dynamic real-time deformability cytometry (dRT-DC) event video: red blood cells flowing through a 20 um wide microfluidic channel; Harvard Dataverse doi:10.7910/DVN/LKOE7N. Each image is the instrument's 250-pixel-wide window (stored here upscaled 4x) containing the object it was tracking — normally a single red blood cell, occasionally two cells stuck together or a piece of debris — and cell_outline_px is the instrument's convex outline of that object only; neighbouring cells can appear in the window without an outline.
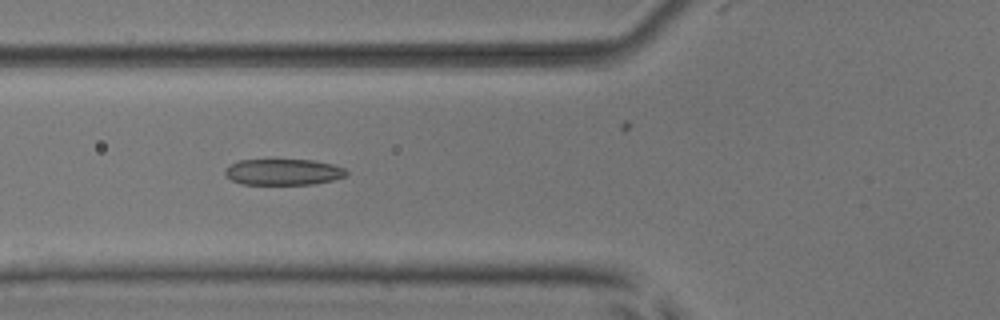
{"species": "common noctule bat (a hibernating species)", "species_latin": "Nyctalus noctula", "temperature_condition": "room temperature", "stored_images_in_passage": 6, "camera_frame_rate_fps": 3000, "um_per_image_px": 0.085, "animal": {"sex": "male", "body_mass_g": 17.9, "forearm_length_mm": 54.2}, "frame": {"image": 1, "passage_image": 3, "time_ms": 0.667, "image_size_px": [1000, 320], "cell_outline_px": [[348, 172], [344, 176], [332, 180], [312, 184], [240, 184], [232, 180], [224, 172], [224, 168], [228, 164], [240, 160], [312, 160], [332, 164], [344, 168]], "centroid_in_image_um": [24.04, 14.61], "position_along_channel_um": 101.8, "area_um2": 18.38}}
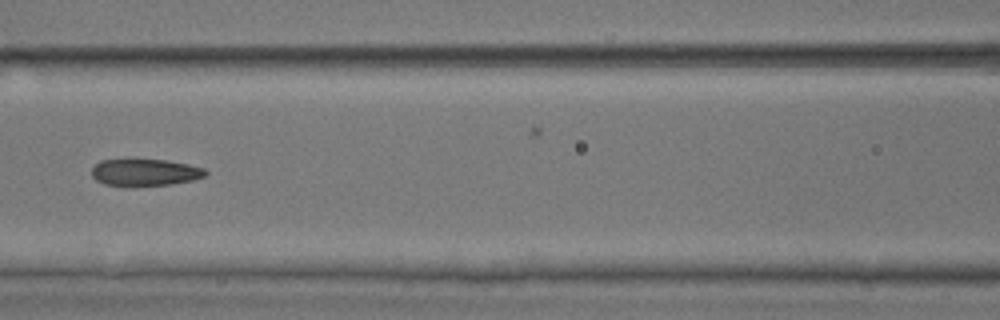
{"frame": {"image": 2, "passage_image": 4, "time_ms": 1.0, "image_size_px": [1000, 320], "cell_outline_px": [[208, 172], [204, 176], [192, 180], [172, 184], [128, 188], [104, 184], [96, 180], [92, 176], [92, 168], [100, 160], [136, 156], [168, 160], [188, 164], [204, 168]], "centroid_in_image_um": [12.26, 14.62], "position_along_channel_um": 154.3, "area_um2": 19.19}}
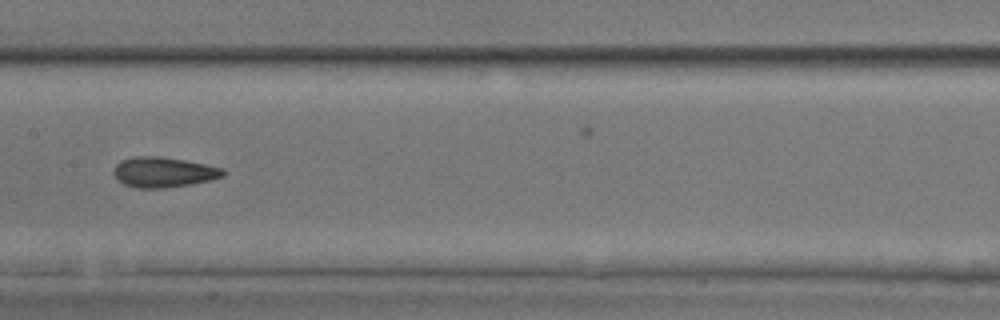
{"frame": {"image": 3, "passage_image": 5, "time_ms": 1.333, "image_size_px": [1000, 320], "cell_outline_px": [[228, 172], [224, 176], [212, 180], [164, 188], [136, 188], [124, 184], [112, 172], [116, 164], [120, 160], [132, 156], [160, 156], [184, 160], [224, 168]], "centroid_in_image_um": [13.91, 14.62], "position_along_channel_um": 193.5, "area_um2": 19.36}}